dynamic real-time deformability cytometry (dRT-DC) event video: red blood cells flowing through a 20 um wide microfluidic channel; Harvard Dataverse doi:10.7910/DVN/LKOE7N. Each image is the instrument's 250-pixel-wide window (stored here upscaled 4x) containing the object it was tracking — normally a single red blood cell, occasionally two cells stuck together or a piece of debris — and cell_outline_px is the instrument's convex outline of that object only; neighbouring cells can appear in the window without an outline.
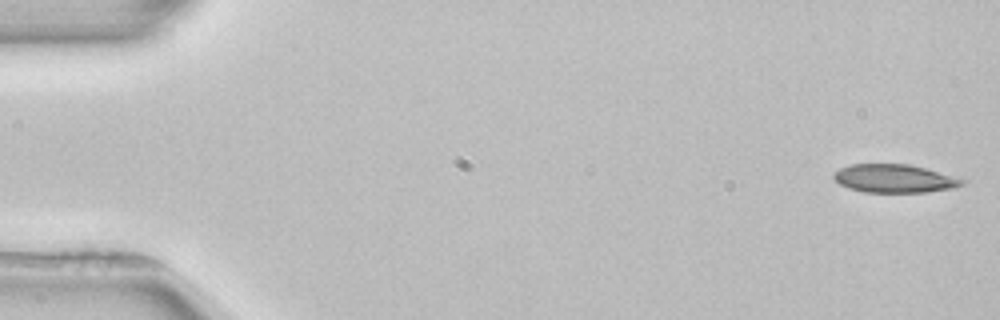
{"species": "common noctule bat (a hibernating species)", "species_latin": "Nyctalus noctula", "temperature_condition": "room temperature", "stored_images_in_passage": 52, "camera_frame_rate_fps": 3000, "um_per_image_px": 0.085, "animal": {"sex": "female", "body_mass_g": 22.7, "forearm_length_mm": 54.2}, "frame": {"image": 1, "passage_image": 1, "time_ms": 0.0, "image_size_px": [1000, 320], "cell_outline_px": [[968, 180], [964, 184], [952, 188], [924, 192], [864, 192], [848, 188], [840, 184], [832, 176], [832, 172], [840, 168], [852, 164], [908, 164], [924, 168]], "centroid_in_image_um": [76.0, 15.17], "position_along_channel_um": 9.0, "area_um2": 21.1}}
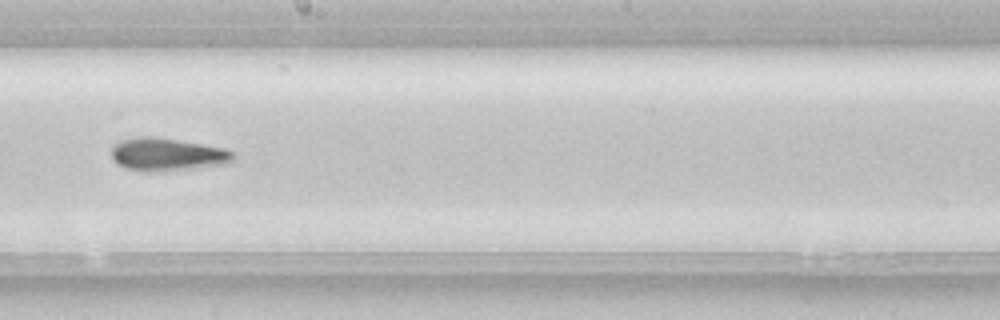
{"frame": {"image": 2, "passage_image": 29, "time_ms": 9.333, "image_size_px": [1000, 320], "cell_outline_px": [[236, 156], [228, 164], [192, 168], [124, 168], [116, 164], [112, 160], [112, 148], [120, 140], [140, 136], [152, 136], [224, 148], [232, 152]], "centroid_in_image_um": [14.22, 13.08], "position_along_channel_um": 234.0, "area_um2": 22.2}}
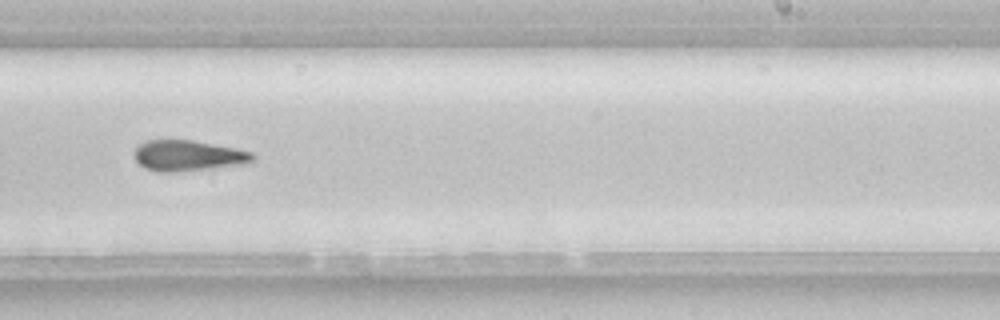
{"frame": {"image": 3, "passage_image": 32, "time_ms": 10.333, "image_size_px": [1000, 320], "cell_outline_px": [[256, 160], [252, 164], [176, 172], [156, 172], [144, 168], [132, 156], [132, 152], [140, 144], [148, 140], [192, 140], [236, 148], [252, 152], [256, 156]], "centroid_in_image_um": [16.04, 13.25], "position_along_channel_um": 273.0, "area_um2": 21.73}}